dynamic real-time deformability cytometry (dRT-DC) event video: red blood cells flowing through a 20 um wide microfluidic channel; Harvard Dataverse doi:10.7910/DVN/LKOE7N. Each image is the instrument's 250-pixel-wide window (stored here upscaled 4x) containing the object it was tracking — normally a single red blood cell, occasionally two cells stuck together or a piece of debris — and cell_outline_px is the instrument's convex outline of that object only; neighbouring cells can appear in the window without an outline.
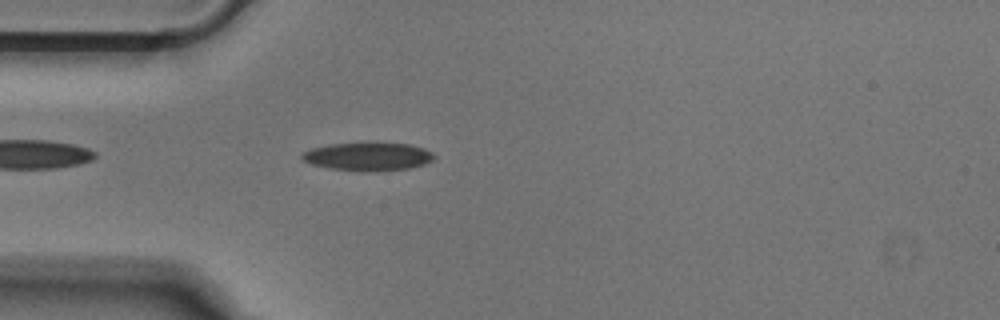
{"species": "Egyptian fruit bat (a non-hibernating species)", "species_latin": "Rousettus aegyptiacus", "temperature_condition": "cold", "stored_images_in_passage": 40, "camera_frame_rate_fps": 3000, "um_per_image_px": 0.085, "animal": {"sex": "male"}, "frame": {"image": 1, "passage_image": 3, "time_ms": 0.667, "image_size_px": [1000, 320], "cell_outline_px": [[436, 156], [432, 160], [424, 164], [412, 168], [364, 172], [332, 168], [312, 164], [304, 160], [300, 156], [304, 152], [312, 148], [328, 144], [376, 140], [408, 144], [424, 148], [432, 152]], "centroid_in_image_um": [31.32, 13.26], "position_along_channel_um": 53.7, "area_um2": 22.43}}
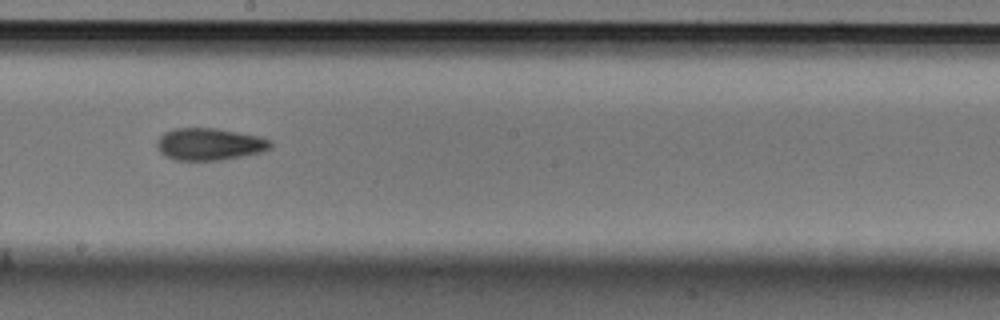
{"frame": {"image": 2, "passage_image": 17, "time_ms": 5.333, "image_size_px": [1000, 320], "cell_outline_px": [[272, 148], [264, 152], [220, 160], [176, 160], [164, 156], [156, 148], [156, 140], [164, 132], [176, 128], [216, 128], [260, 136], [272, 140]], "centroid_in_image_um": [17.82, 12.25], "position_along_channel_um": 230.4, "area_um2": 21.56}}
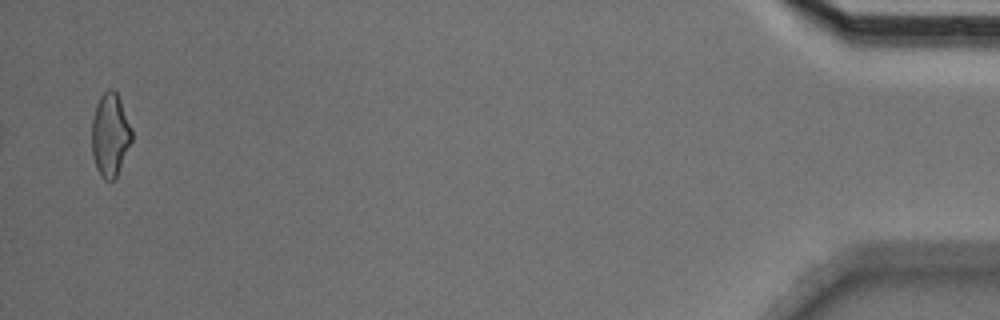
{"frame": {"image": 3, "passage_image": 39, "time_ms": 12.667, "image_size_px": [1000, 320], "cell_outline_px": [[132, 140], [116, 176], [112, 180], [104, 180], [100, 176], [96, 168], [92, 156], [92, 120], [96, 104], [100, 96], [108, 88], [112, 88], [116, 92], [120, 100], [132, 128]], "centroid_in_image_um": [9.35, 11.45], "position_along_channel_um": 425.8, "area_um2": 19.36}}